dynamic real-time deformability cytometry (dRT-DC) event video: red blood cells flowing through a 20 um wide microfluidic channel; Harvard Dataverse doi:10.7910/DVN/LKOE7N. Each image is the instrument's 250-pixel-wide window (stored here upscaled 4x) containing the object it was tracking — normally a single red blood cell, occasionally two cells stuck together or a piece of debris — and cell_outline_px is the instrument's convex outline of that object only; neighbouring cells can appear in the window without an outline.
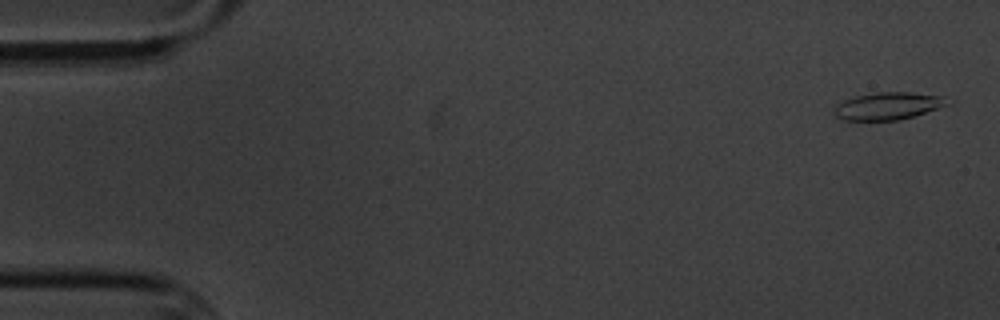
{"species": "common noctule bat (a hibernating species)", "species_latin": "Nyctalus noctula", "temperature_condition": "cold", "stored_images_in_passage": 6, "segment_of_instrument_passage": [1, 2], "camera_frame_rate_fps": 3000, "um_per_image_px": 0.085, "animal": {"sex": "male", "body_mass_g": 20.1, "forearm_length_mm": 53.5}, "frame": {"image": 1, "passage_image": 1, "time_ms": 0.0, "image_size_px": [1000, 320], "cell_outline_px": [[944, 104], [936, 108], [900, 120], [844, 120], [832, 116], [832, 104], [856, 96], [876, 92], [908, 92], [944, 96]], "centroid_in_image_um": [75.28, 9.01], "position_along_channel_um": 9.7, "area_um2": 17.92}}